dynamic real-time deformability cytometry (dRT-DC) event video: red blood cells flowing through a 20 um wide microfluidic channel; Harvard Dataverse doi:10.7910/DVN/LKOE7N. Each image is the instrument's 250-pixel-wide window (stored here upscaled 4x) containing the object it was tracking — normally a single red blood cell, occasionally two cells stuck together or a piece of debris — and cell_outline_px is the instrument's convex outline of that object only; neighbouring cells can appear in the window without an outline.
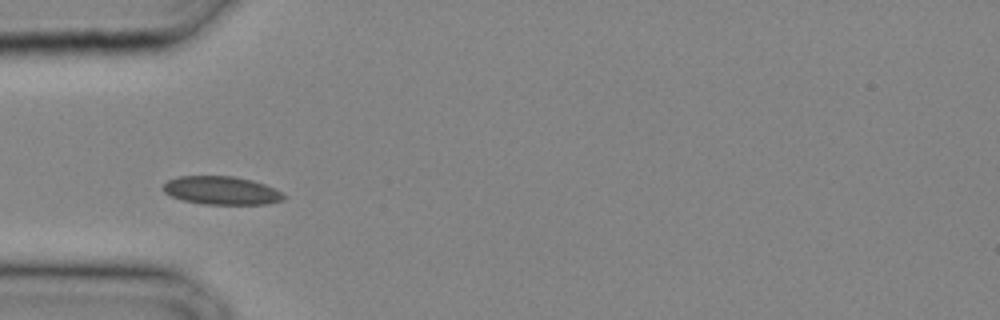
{"species": "common noctule bat (a hibernating species)", "species_latin": "Nyctalus noctula", "temperature_condition": "cold", "stored_images_in_passage": 21, "camera_frame_rate_fps": 3000, "um_per_image_px": 0.085, "animal": {"sex": "male", "body_mass_g": 20.4}, "frame": {"image": 1, "passage_image": 1, "time_ms": 0.0, "image_size_px": [1000, 320], "cell_outline_px": [[288, 196], [284, 200], [268, 204], [204, 204], [184, 200], [172, 196], [164, 192], [164, 184], [168, 180], [180, 176], [236, 176], [252, 180], [264, 184]], "centroid_in_image_um": [18.86, 16.19], "position_along_channel_um": 66.1, "area_um2": 19.77}}
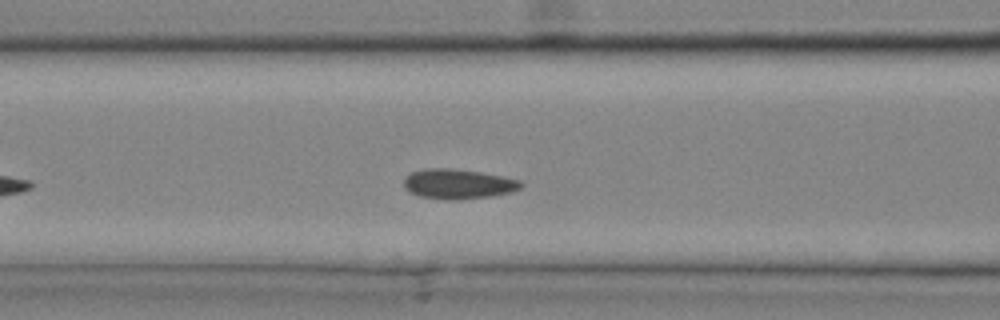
{"frame": {"image": 2, "passage_image": 4, "time_ms": 1.0, "image_size_px": [1000, 320], "cell_outline_px": [[524, 184], [520, 188], [508, 192], [492, 196], [456, 200], [452, 200], [420, 196], [404, 188], [404, 180], [412, 172], [428, 168], [452, 168], [480, 172], [504, 176], [520, 180]], "centroid_in_image_um": [38.97, 15.63], "position_along_channel_um": 127.6, "area_um2": 20.17}}